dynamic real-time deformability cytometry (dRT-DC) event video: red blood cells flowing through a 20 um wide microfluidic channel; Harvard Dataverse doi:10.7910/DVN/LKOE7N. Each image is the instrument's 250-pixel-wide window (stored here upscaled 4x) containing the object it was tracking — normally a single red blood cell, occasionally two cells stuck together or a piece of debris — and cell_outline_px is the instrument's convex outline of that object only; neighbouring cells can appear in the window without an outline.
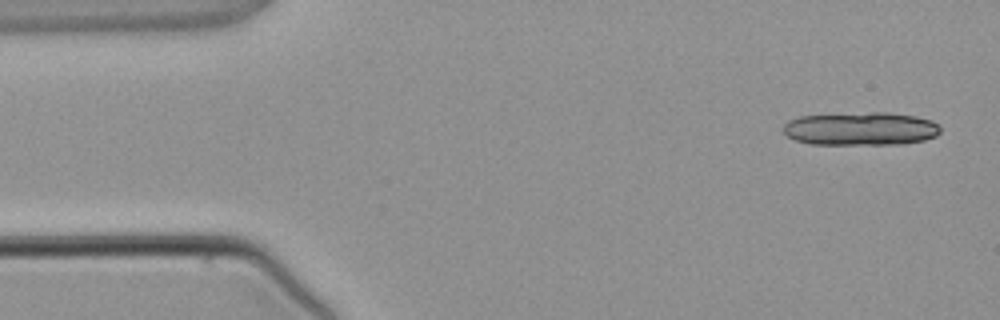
{"species": "common noctule bat (a hibernating species)", "species_latin": "Nyctalus noctula", "temperature_condition": "warm", "stored_images_in_passage": 4, "camera_frame_rate_fps": 3000, "um_per_image_px": 0.085, "animal": {"sex": "male", "body_mass_g": 21.5, "forearm_length_mm": 52.0}, "frame": {"image": 1, "passage_image": 1, "time_ms": 0.0, "image_size_px": [1000, 320], "cell_outline_px": [[940, 132], [936, 136], [924, 140], [904, 144], [812, 144], [796, 140], [788, 136], [784, 132], [784, 124], [788, 120], [800, 116], [872, 112], [888, 112], [916, 116], [932, 120], [940, 124]], "centroid_in_image_um": [73.21, 10.94], "position_along_channel_um": 11.8, "area_um2": 30.58}}